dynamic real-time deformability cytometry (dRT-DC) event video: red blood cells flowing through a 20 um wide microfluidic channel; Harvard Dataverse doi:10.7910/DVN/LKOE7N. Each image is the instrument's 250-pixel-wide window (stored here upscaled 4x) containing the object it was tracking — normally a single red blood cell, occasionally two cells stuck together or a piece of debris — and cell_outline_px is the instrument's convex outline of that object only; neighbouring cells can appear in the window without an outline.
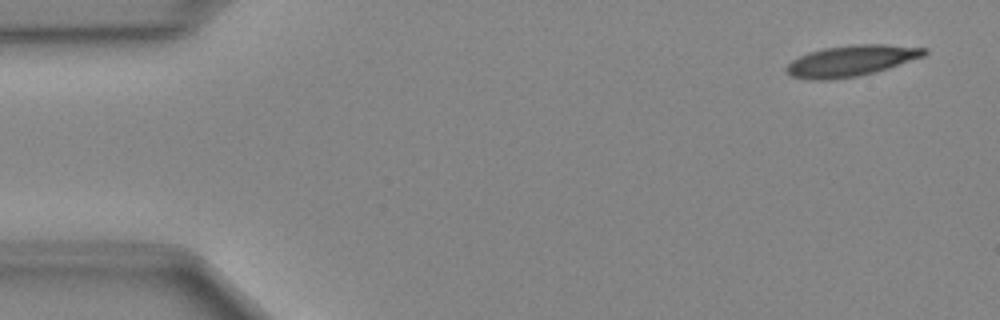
{"species": "Egyptian fruit bat (a non-hibernating species)", "species_latin": "Rousettus aegyptiacus", "temperature_condition": "cold", "stored_images_in_passage": 11, "camera_frame_rate_fps": 3000, "um_per_image_px": 0.085, "animal": {"sex": "female"}, "frame": {"image": 1, "passage_image": 2, "time_ms": 0.333, "image_size_px": [1000, 320], "cell_outline_px": [[928, 52], [924, 56], [876, 72], [856, 76], [832, 80], [808, 80], [792, 76], [784, 72], [784, 68], [792, 60], [808, 52], [824, 48], [856, 44], [884, 44], [928, 48]], "centroid_in_image_um": [72.32, 5.17], "position_along_channel_um": 12.7, "area_um2": 25.03}}